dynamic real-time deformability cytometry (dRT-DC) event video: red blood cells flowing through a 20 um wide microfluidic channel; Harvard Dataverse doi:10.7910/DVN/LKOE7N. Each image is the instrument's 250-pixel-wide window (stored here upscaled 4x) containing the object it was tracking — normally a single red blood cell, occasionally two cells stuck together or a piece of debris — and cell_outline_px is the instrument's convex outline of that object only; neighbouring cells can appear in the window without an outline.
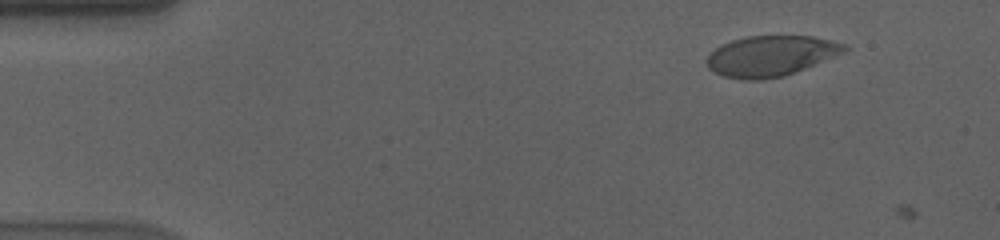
{"species": "human", "species_latin": "Homo sapiens", "temperature_condition": "cold", "stored_images_in_passage": 52, "camera_frame_rate_fps": 3000, "um_per_image_px": 0.085, "donor": {"sex": "male"}, "frame": {"image": 1, "passage_image": 1, "time_ms": 0.0, "image_size_px": [1000, 240], "cell_outline_px": [[848, 52], [784, 76], [760, 80], [748, 80], [724, 76], [708, 68], [704, 60], [720, 44], [732, 40], [748, 36], [812, 36], [844, 44], [848, 48]], "centroid_in_image_um": [65.52, 4.75], "position_along_channel_um": 19.5, "area_um2": 32.48}}
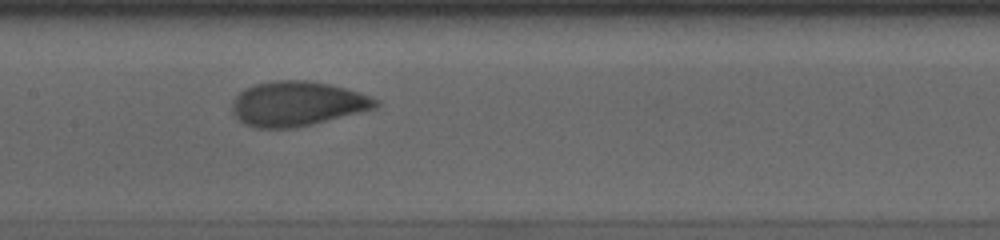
{"frame": {"image": 2, "passage_image": 23, "time_ms": 7.333, "image_size_px": [1000, 240], "cell_outline_px": [[380, 104], [376, 108], [296, 128], [252, 128], [244, 124], [232, 112], [232, 100], [244, 88], [256, 84], [272, 80], [308, 80], [328, 84], [344, 88], [380, 100]], "centroid_in_image_um": [25.22, 8.82], "position_along_channel_um": 182.2, "area_um2": 37.34}}
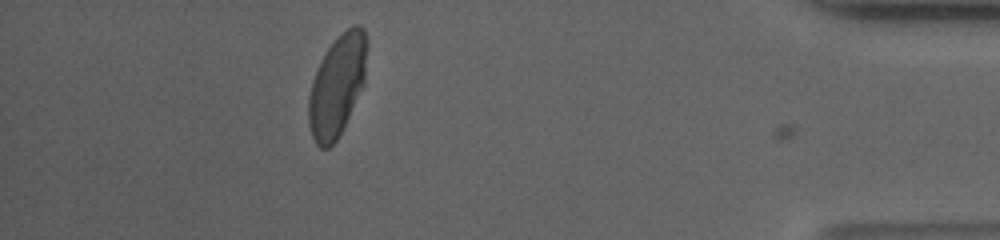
{"frame": {"image": 3, "passage_image": 46, "time_ms": 15.0, "image_size_px": [1000, 240], "cell_outline_px": [[368, 48], [364, 84], [336, 140], [328, 148], [320, 148], [316, 144], [312, 136], [308, 124], [308, 96], [312, 80], [328, 48], [352, 24], [356, 24], [364, 28], [368, 40]], "centroid_in_image_um": [28.67, 7.26], "position_along_channel_um": 406.5, "area_um2": 34.1}, "authors_computed_cell_mechanics": {"area_um2": 35.7782, "velocity_mm_per_s": 3.5771, "shape_relaxation_time_tau1_ms": 4.3146, "shape_relaxation_time_tau2_ms": null, "deformation_change_tau1": 0.1692, "deformation_change_tau2": null}}